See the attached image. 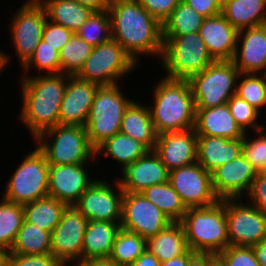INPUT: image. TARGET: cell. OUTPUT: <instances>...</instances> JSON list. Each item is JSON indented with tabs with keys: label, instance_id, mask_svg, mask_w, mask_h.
Segmentation results:
<instances>
[{
	"label": "cell",
	"instance_id": "41",
	"mask_svg": "<svg viewBox=\"0 0 266 266\" xmlns=\"http://www.w3.org/2000/svg\"><path fill=\"white\" fill-rule=\"evenodd\" d=\"M33 69L38 70L40 74L61 73L59 51L41 40L32 57L22 67L24 73L22 72L21 76H30Z\"/></svg>",
	"mask_w": 266,
	"mask_h": 266
},
{
	"label": "cell",
	"instance_id": "51",
	"mask_svg": "<svg viewBox=\"0 0 266 266\" xmlns=\"http://www.w3.org/2000/svg\"><path fill=\"white\" fill-rule=\"evenodd\" d=\"M195 254V252L188 249L183 255L161 262L160 266H188L190 259Z\"/></svg>",
	"mask_w": 266,
	"mask_h": 266
},
{
	"label": "cell",
	"instance_id": "8",
	"mask_svg": "<svg viewBox=\"0 0 266 266\" xmlns=\"http://www.w3.org/2000/svg\"><path fill=\"white\" fill-rule=\"evenodd\" d=\"M34 146L7 179L4 200L24 205L48 196L49 163L44 153Z\"/></svg>",
	"mask_w": 266,
	"mask_h": 266
},
{
	"label": "cell",
	"instance_id": "42",
	"mask_svg": "<svg viewBox=\"0 0 266 266\" xmlns=\"http://www.w3.org/2000/svg\"><path fill=\"white\" fill-rule=\"evenodd\" d=\"M227 105L236 123L244 132L249 133V130L255 132L265 128V122L261 124V120H258L260 118L262 119L264 115L244 99L234 94L227 102Z\"/></svg>",
	"mask_w": 266,
	"mask_h": 266
},
{
	"label": "cell",
	"instance_id": "26",
	"mask_svg": "<svg viewBox=\"0 0 266 266\" xmlns=\"http://www.w3.org/2000/svg\"><path fill=\"white\" fill-rule=\"evenodd\" d=\"M120 222L88 220L83 240L82 261L109 258Z\"/></svg>",
	"mask_w": 266,
	"mask_h": 266
},
{
	"label": "cell",
	"instance_id": "15",
	"mask_svg": "<svg viewBox=\"0 0 266 266\" xmlns=\"http://www.w3.org/2000/svg\"><path fill=\"white\" fill-rule=\"evenodd\" d=\"M169 183L187 209L209 207L220 200L214 193L211 173L198 162L171 170Z\"/></svg>",
	"mask_w": 266,
	"mask_h": 266
},
{
	"label": "cell",
	"instance_id": "3",
	"mask_svg": "<svg viewBox=\"0 0 266 266\" xmlns=\"http://www.w3.org/2000/svg\"><path fill=\"white\" fill-rule=\"evenodd\" d=\"M157 82L148 105L156 133L194 128L196 106L188 81L162 77Z\"/></svg>",
	"mask_w": 266,
	"mask_h": 266
},
{
	"label": "cell",
	"instance_id": "6",
	"mask_svg": "<svg viewBox=\"0 0 266 266\" xmlns=\"http://www.w3.org/2000/svg\"><path fill=\"white\" fill-rule=\"evenodd\" d=\"M122 86H99L85 124L90 145L96 149L120 132L124 112L134 100L123 94Z\"/></svg>",
	"mask_w": 266,
	"mask_h": 266
},
{
	"label": "cell",
	"instance_id": "27",
	"mask_svg": "<svg viewBox=\"0 0 266 266\" xmlns=\"http://www.w3.org/2000/svg\"><path fill=\"white\" fill-rule=\"evenodd\" d=\"M133 100L126 108L121 121L120 132L142 142L154 150L158 134L155 131L148 103Z\"/></svg>",
	"mask_w": 266,
	"mask_h": 266
},
{
	"label": "cell",
	"instance_id": "28",
	"mask_svg": "<svg viewBox=\"0 0 266 266\" xmlns=\"http://www.w3.org/2000/svg\"><path fill=\"white\" fill-rule=\"evenodd\" d=\"M149 151L150 149L142 142L119 132L106 139L95 149V159L100 160L99 157L104 154V156L116 162L117 165H121V172Z\"/></svg>",
	"mask_w": 266,
	"mask_h": 266
},
{
	"label": "cell",
	"instance_id": "37",
	"mask_svg": "<svg viewBox=\"0 0 266 266\" xmlns=\"http://www.w3.org/2000/svg\"><path fill=\"white\" fill-rule=\"evenodd\" d=\"M24 221L23 205L0 198V247L11 250Z\"/></svg>",
	"mask_w": 266,
	"mask_h": 266
},
{
	"label": "cell",
	"instance_id": "34",
	"mask_svg": "<svg viewBox=\"0 0 266 266\" xmlns=\"http://www.w3.org/2000/svg\"><path fill=\"white\" fill-rule=\"evenodd\" d=\"M141 194L156 205L172 222H180L187 211L181 197L169 181L152 185Z\"/></svg>",
	"mask_w": 266,
	"mask_h": 266
},
{
	"label": "cell",
	"instance_id": "20",
	"mask_svg": "<svg viewBox=\"0 0 266 266\" xmlns=\"http://www.w3.org/2000/svg\"><path fill=\"white\" fill-rule=\"evenodd\" d=\"M99 85L76 75L68 78L59 112V125L85 126Z\"/></svg>",
	"mask_w": 266,
	"mask_h": 266
},
{
	"label": "cell",
	"instance_id": "57",
	"mask_svg": "<svg viewBox=\"0 0 266 266\" xmlns=\"http://www.w3.org/2000/svg\"><path fill=\"white\" fill-rule=\"evenodd\" d=\"M12 57L10 56V54L6 53L5 50H3V48H0V75L1 73L3 74V71H6V67L9 65H11L10 62H12L10 59ZM10 63V64H9Z\"/></svg>",
	"mask_w": 266,
	"mask_h": 266
},
{
	"label": "cell",
	"instance_id": "21",
	"mask_svg": "<svg viewBox=\"0 0 266 266\" xmlns=\"http://www.w3.org/2000/svg\"><path fill=\"white\" fill-rule=\"evenodd\" d=\"M154 152L169 171L197 162V134L194 128L158 135Z\"/></svg>",
	"mask_w": 266,
	"mask_h": 266
},
{
	"label": "cell",
	"instance_id": "17",
	"mask_svg": "<svg viewBox=\"0 0 266 266\" xmlns=\"http://www.w3.org/2000/svg\"><path fill=\"white\" fill-rule=\"evenodd\" d=\"M89 164L92 163L49 164L48 196L67 206L75 205L85 190L98 178L93 177L92 171L89 172V166L87 169L86 165Z\"/></svg>",
	"mask_w": 266,
	"mask_h": 266
},
{
	"label": "cell",
	"instance_id": "49",
	"mask_svg": "<svg viewBox=\"0 0 266 266\" xmlns=\"http://www.w3.org/2000/svg\"><path fill=\"white\" fill-rule=\"evenodd\" d=\"M202 16L212 17L222 13V5L218 0H182Z\"/></svg>",
	"mask_w": 266,
	"mask_h": 266
},
{
	"label": "cell",
	"instance_id": "35",
	"mask_svg": "<svg viewBox=\"0 0 266 266\" xmlns=\"http://www.w3.org/2000/svg\"><path fill=\"white\" fill-rule=\"evenodd\" d=\"M204 19V16L181 0L169 18L163 23L162 35L198 33Z\"/></svg>",
	"mask_w": 266,
	"mask_h": 266
},
{
	"label": "cell",
	"instance_id": "54",
	"mask_svg": "<svg viewBox=\"0 0 266 266\" xmlns=\"http://www.w3.org/2000/svg\"><path fill=\"white\" fill-rule=\"evenodd\" d=\"M77 266H118L110 258L88 259L80 262Z\"/></svg>",
	"mask_w": 266,
	"mask_h": 266
},
{
	"label": "cell",
	"instance_id": "19",
	"mask_svg": "<svg viewBox=\"0 0 266 266\" xmlns=\"http://www.w3.org/2000/svg\"><path fill=\"white\" fill-rule=\"evenodd\" d=\"M232 61L241 74H266V24L238 30Z\"/></svg>",
	"mask_w": 266,
	"mask_h": 266
},
{
	"label": "cell",
	"instance_id": "22",
	"mask_svg": "<svg viewBox=\"0 0 266 266\" xmlns=\"http://www.w3.org/2000/svg\"><path fill=\"white\" fill-rule=\"evenodd\" d=\"M169 172L154 150H150L121 171L117 179L124 192L141 193L152 185L169 181Z\"/></svg>",
	"mask_w": 266,
	"mask_h": 266
},
{
	"label": "cell",
	"instance_id": "52",
	"mask_svg": "<svg viewBox=\"0 0 266 266\" xmlns=\"http://www.w3.org/2000/svg\"><path fill=\"white\" fill-rule=\"evenodd\" d=\"M78 3L90 7L93 11L108 10L111 0H75Z\"/></svg>",
	"mask_w": 266,
	"mask_h": 266
},
{
	"label": "cell",
	"instance_id": "10",
	"mask_svg": "<svg viewBox=\"0 0 266 266\" xmlns=\"http://www.w3.org/2000/svg\"><path fill=\"white\" fill-rule=\"evenodd\" d=\"M239 70L232 60L214 61L189 83L196 108H210L226 104L236 92Z\"/></svg>",
	"mask_w": 266,
	"mask_h": 266
},
{
	"label": "cell",
	"instance_id": "43",
	"mask_svg": "<svg viewBox=\"0 0 266 266\" xmlns=\"http://www.w3.org/2000/svg\"><path fill=\"white\" fill-rule=\"evenodd\" d=\"M253 137L245 132L242 154L260 173L266 165V128L253 132ZM250 136V137H249Z\"/></svg>",
	"mask_w": 266,
	"mask_h": 266
},
{
	"label": "cell",
	"instance_id": "30",
	"mask_svg": "<svg viewBox=\"0 0 266 266\" xmlns=\"http://www.w3.org/2000/svg\"><path fill=\"white\" fill-rule=\"evenodd\" d=\"M44 7L47 19L76 33L94 12L75 0H38Z\"/></svg>",
	"mask_w": 266,
	"mask_h": 266
},
{
	"label": "cell",
	"instance_id": "1",
	"mask_svg": "<svg viewBox=\"0 0 266 266\" xmlns=\"http://www.w3.org/2000/svg\"><path fill=\"white\" fill-rule=\"evenodd\" d=\"M108 12L112 39L140 65L141 58L155 56L163 50L162 25L137 0H111Z\"/></svg>",
	"mask_w": 266,
	"mask_h": 266
},
{
	"label": "cell",
	"instance_id": "14",
	"mask_svg": "<svg viewBox=\"0 0 266 266\" xmlns=\"http://www.w3.org/2000/svg\"><path fill=\"white\" fill-rule=\"evenodd\" d=\"M113 181L97 178L80 196L75 207L88 220L121 222L124 191L118 179Z\"/></svg>",
	"mask_w": 266,
	"mask_h": 266
},
{
	"label": "cell",
	"instance_id": "38",
	"mask_svg": "<svg viewBox=\"0 0 266 266\" xmlns=\"http://www.w3.org/2000/svg\"><path fill=\"white\" fill-rule=\"evenodd\" d=\"M93 47L76 33L59 51L61 73L76 75L91 55Z\"/></svg>",
	"mask_w": 266,
	"mask_h": 266
},
{
	"label": "cell",
	"instance_id": "11",
	"mask_svg": "<svg viewBox=\"0 0 266 266\" xmlns=\"http://www.w3.org/2000/svg\"><path fill=\"white\" fill-rule=\"evenodd\" d=\"M9 21L10 41L22 68L42 40L47 15L38 0H23Z\"/></svg>",
	"mask_w": 266,
	"mask_h": 266
},
{
	"label": "cell",
	"instance_id": "4",
	"mask_svg": "<svg viewBox=\"0 0 266 266\" xmlns=\"http://www.w3.org/2000/svg\"><path fill=\"white\" fill-rule=\"evenodd\" d=\"M182 224L188 249L195 253H220L229 246L225 199L203 208H189Z\"/></svg>",
	"mask_w": 266,
	"mask_h": 266
},
{
	"label": "cell",
	"instance_id": "40",
	"mask_svg": "<svg viewBox=\"0 0 266 266\" xmlns=\"http://www.w3.org/2000/svg\"><path fill=\"white\" fill-rule=\"evenodd\" d=\"M76 34L96 47L112 38L111 19L108 10L94 11L85 23L81 25Z\"/></svg>",
	"mask_w": 266,
	"mask_h": 266
},
{
	"label": "cell",
	"instance_id": "12",
	"mask_svg": "<svg viewBox=\"0 0 266 266\" xmlns=\"http://www.w3.org/2000/svg\"><path fill=\"white\" fill-rule=\"evenodd\" d=\"M88 219L75 207L67 206L51 232V254L64 266L82 262L84 233Z\"/></svg>",
	"mask_w": 266,
	"mask_h": 266
},
{
	"label": "cell",
	"instance_id": "44",
	"mask_svg": "<svg viewBox=\"0 0 266 266\" xmlns=\"http://www.w3.org/2000/svg\"><path fill=\"white\" fill-rule=\"evenodd\" d=\"M218 254L226 266H260L252 247L229 245Z\"/></svg>",
	"mask_w": 266,
	"mask_h": 266
},
{
	"label": "cell",
	"instance_id": "39",
	"mask_svg": "<svg viewBox=\"0 0 266 266\" xmlns=\"http://www.w3.org/2000/svg\"><path fill=\"white\" fill-rule=\"evenodd\" d=\"M235 95L244 99L262 113L263 108L266 109V74L240 73L236 83Z\"/></svg>",
	"mask_w": 266,
	"mask_h": 266
},
{
	"label": "cell",
	"instance_id": "33",
	"mask_svg": "<svg viewBox=\"0 0 266 266\" xmlns=\"http://www.w3.org/2000/svg\"><path fill=\"white\" fill-rule=\"evenodd\" d=\"M10 254L45 255L51 254V232L30 224L22 223Z\"/></svg>",
	"mask_w": 266,
	"mask_h": 266
},
{
	"label": "cell",
	"instance_id": "25",
	"mask_svg": "<svg viewBox=\"0 0 266 266\" xmlns=\"http://www.w3.org/2000/svg\"><path fill=\"white\" fill-rule=\"evenodd\" d=\"M243 138L197 135V162L208 172L242 154Z\"/></svg>",
	"mask_w": 266,
	"mask_h": 266
},
{
	"label": "cell",
	"instance_id": "48",
	"mask_svg": "<svg viewBox=\"0 0 266 266\" xmlns=\"http://www.w3.org/2000/svg\"><path fill=\"white\" fill-rule=\"evenodd\" d=\"M8 266H64L52 254L22 255L10 254Z\"/></svg>",
	"mask_w": 266,
	"mask_h": 266
},
{
	"label": "cell",
	"instance_id": "58",
	"mask_svg": "<svg viewBox=\"0 0 266 266\" xmlns=\"http://www.w3.org/2000/svg\"><path fill=\"white\" fill-rule=\"evenodd\" d=\"M10 250L0 247V266H8Z\"/></svg>",
	"mask_w": 266,
	"mask_h": 266
},
{
	"label": "cell",
	"instance_id": "24",
	"mask_svg": "<svg viewBox=\"0 0 266 266\" xmlns=\"http://www.w3.org/2000/svg\"><path fill=\"white\" fill-rule=\"evenodd\" d=\"M194 130L197 135L227 139L244 138L245 135L232 116L227 103L210 108H196Z\"/></svg>",
	"mask_w": 266,
	"mask_h": 266
},
{
	"label": "cell",
	"instance_id": "53",
	"mask_svg": "<svg viewBox=\"0 0 266 266\" xmlns=\"http://www.w3.org/2000/svg\"><path fill=\"white\" fill-rule=\"evenodd\" d=\"M255 252L257 262L260 266H266V237L259 243L252 246Z\"/></svg>",
	"mask_w": 266,
	"mask_h": 266
},
{
	"label": "cell",
	"instance_id": "56",
	"mask_svg": "<svg viewBox=\"0 0 266 266\" xmlns=\"http://www.w3.org/2000/svg\"><path fill=\"white\" fill-rule=\"evenodd\" d=\"M207 266H226L223 258L218 254L207 253Z\"/></svg>",
	"mask_w": 266,
	"mask_h": 266
},
{
	"label": "cell",
	"instance_id": "32",
	"mask_svg": "<svg viewBox=\"0 0 266 266\" xmlns=\"http://www.w3.org/2000/svg\"><path fill=\"white\" fill-rule=\"evenodd\" d=\"M66 204L51 196L23 205L24 220L41 229L52 232L61 220Z\"/></svg>",
	"mask_w": 266,
	"mask_h": 266
},
{
	"label": "cell",
	"instance_id": "31",
	"mask_svg": "<svg viewBox=\"0 0 266 266\" xmlns=\"http://www.w3.org/2000/svg\"><path fill=\"white\" fill-rule=\"evenodd\" d=\"M146 248L160 262L183 255L188 250V246L182 224L170 223L158 234L146 240Z\"/></svg>",
	"mask_w": 266,
	"mask_h": 266
},
{
	"label": "cell",
	"instance_id": "59",
	"mask_svg": "<svg viewBox=\"0 0 266 266\" xmlns=\"http://www.w3.org/2000/svg\"><path fill=\"white\" fill-rule=\"evenodd\" d=\"M260 173L263 174L266 177V165H265L264 169Z\"/></svg>",
	"mask_w": 266,
	"mask_h": 266
},
{
	"label": "cell",
	"instance_id": "9",
	"mask_svg": "<svg viewBox=\"0 0 266 266\" xmlns=\"http://www.w3.org/2000/svg\"><path fill=\"white\" fill-rule=\"evenodd\" d=\"M137 66L140 67L124 48L111 38L93 47L91 55L76 76L99 86H110L121 84L120 79L136 71Z\"/></svg>",
	"mask_w": 266,
	"mask_h": 266
},
{
	"label": "cell",
	"instance_id": "36",
	"mask_svg": "<svg viewBox=\"0 0 266 266\" xmlns=\"http://www.w3.org/2000/svg\"><path fill=\"white\" fill-rule=\"evenodd\" d=\"M146 249V239L120 228L109 258L118 266H130Z\"/></svg>",
	"mask_w": 266,
	"mask_h": 266
},
{
	"label": "cell",
	"instance_id": "55",
	"mask_svg": "<svg viewBox=\"0 0 266 266\" xmlns=\"http://www.w3.org/2000/svg\"><path fill=\"white\" fill-rule=\"evenodd\" d=\"M188 266H207V253H196L190 259Z\"/></svg>",
	"mask_w": 266,
	"mask_h": 266
},
{
	"label": "cell",
	"instance_id": "7",
	"mask_svg": "<svg viewBox=\"0 0 266 266\" xmlns=\"http://www.w3.org/2000/svg\"><path fill=\"white\" fill-rule=\"evenodd\" d=\"M33 143L44 153L49 164L90 163L96 158L85 126L57 125L41 133Z\"/></svg>",
	"mask_w": 266,
	"mask_h": 266
},
{
	"label": "cell",
	"instance_id": "5",
	"mask_svg": "<svg viewBox=\"0 0 266 266\" xmlns=\"http://www.w3.org/2000/svg\"><path fill=\"white\" fill-rule=\"evenodd\" d=\"M163 50L159 63L171 80H188L214 62L200 33L162 35Z\"/></svg>",
	"mask_w": 266,
	"mask_h": 266
},
{
	"label": "cell",
	"instance_id": "46",
	"mask_svg": "<svg viewBox=\"0 0 266 266\" xmlns=\"http://www.w3.org/2000/svg\"><path fill=\"white\" fill-rule=\"evenodd\" d=\"M161 25L169 18L181 0H137Z\"/></svg>",
	"mask_w": 266,
	"mask_h": 266
},
{
	"label": "cell",
	"instance_id": "47",
	"mask_svg": "<svg viewBox=\"0 0 266 266\" xmlns=\"http://www.w3.org/2000/svg\"><path fill=\"white\" fill-rule=\"evenodd\" d=\"M243 198L247 203L258 208L266 217V177L263 174H257L248 193Z\"/></svg>",
	"mask_w": 266,
	"mask_h": 266
},
{
	"label": "cell",
	"instance_id": "16",
	"mask_svg": "<svg viewBox=\"0 0 266 266\" xmlns=\"http://www.w3.org/2000/svg\"><path fill=\"white\" fill-rule=\"evenodd\" d=\"M172 221L141 193L124 192L121 210V228L144 239L155 236Z\"/></svg>",
	"mask_w": 266,
	"mask_h": 266
},
{
	"label": "cell",
	"instance_id": "45",
	"mask_svg": "<svg viewBox=\"0 0 266 266\" xmlns=\"http://www.w3.org/2000/svg\"><path fill=\"white\" fill-rule=\"evenodd\" d=\"M73 34L74 33L66 27L55 24L47 19L44 25L42 40L60 51Z\"/></svg>",
	"mask_w": 266,
	"mask_h": 266
},
{
	"label": "cell",
	"instance_id": "29",
	"mask_svg": "<svg viewBox=\"0 0 266 266\" xmlns=\"http://www.w3.org/2000/svg\"><path fill=\"white\" fill-rule=\"evenodd\" d=\"M221 14L237 30L265 25L266 0H229Z\"/></svg>",
	"mask_w": 266,
	"mask_h": 266
},
{
	"label": "cell",
	"instance_id": "23",
	"mask_svg": "<svg viewBox=\"0 0 266 266\" xmlns=\"http://www.w3.org/2000/svg\"><path fill=\"white\" fill-rule=\"evenodd\" d=\"M199 33L214 61H229L233 59L236 51L238 30L222 14L206 17Z\"/></svg>",
	"mask_w": 266,
	"mask_h": 266
},
{
	"label": "cell",
	"instance_id": "13",
	"mask_svg": "<svg viewBox=\"0 0 266 266\" xmlns=\"http://www.w3.org/2000/svg\"><path fill=\"white\" fill-rule=\"evenodd\" d=\"M229 245L252 247L266 237V217L240 199H225Z\"/></svg>",
	"mask_w": 266,
	"mask_h": 266
},
{
	"label": "cell",
	"instance_id": "50",
	"mask_svg": "<svg viewBox=\"0 0 266 266\" xmlns=\"http://www.w3.org/2000/svg\"><path fill=\"white\" fill-rule=\"evenodd\" d=\"M160 260L147 249L130 266H160Z\"/></svg>",
	"mask_w": 266,
	"mask_h": 266
},
{
	"label": "cell",
	"instance_id": "18",
	"mask_svg": "<svg viewBox=\"0 0 266 266\" xmlns=\"http://www.w3.org/2000/svg\"><path fill=\"white\" fill-rule=\"evenodd\" d=\"M257 174V170L241 154L211 172L214 193L220 200L243 198Z\"/></svg>",
	"mask_w": 266,
	"mask_h": 266
},
{
	"label": "cell",
	"instance_id": "2",
	"mask_svg": "<svg viewBox=\"0 0 266 266\" xmlns=\"http://www.w3.org/2000/svg\"><path fill=\"white\" fill-rule=\"evenodd\" d=\"M69 77L63 73L20 76L22 103L18 120L29 130L32 140L59 125L61 102Z\"/></svg>",
	"mask_w": 266,
	"mask_h": 266
},
{
	"label": "cell",
	"instance_id": "60",
	"mask_svg": "<svg viewBox=\"0 0 266 266\" xmlns=\"http://www.w3.org/2000/svg\"><path fill=\"white\" fill-rule=\"evenodd\" d=\"M227 1H229V0H218V2H219L221 5L225 4Z\"/></svg>",
	"mask_w": 266,
	"mask_h": 266
}]
</instances>
